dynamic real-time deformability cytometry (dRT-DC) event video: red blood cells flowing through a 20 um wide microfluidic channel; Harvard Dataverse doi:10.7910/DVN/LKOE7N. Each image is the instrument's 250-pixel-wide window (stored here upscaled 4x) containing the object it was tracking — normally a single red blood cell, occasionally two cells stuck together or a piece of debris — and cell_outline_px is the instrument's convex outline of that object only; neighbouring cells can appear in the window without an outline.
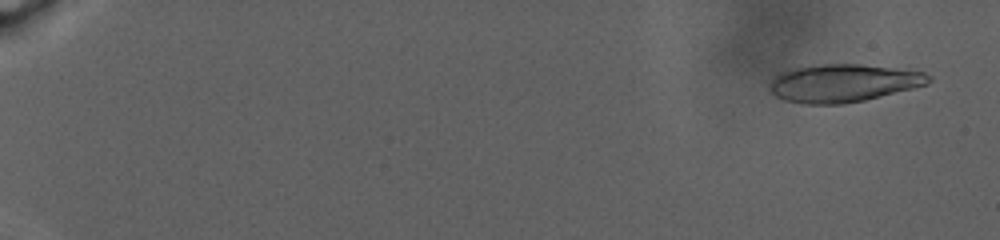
{"species": "human", "species_latin": "Homo sapiens", "temperature_condition": "warm", "stored_images_in_passage": 81, "camera_frame_rate_fps": 3000, "um_per_image_px": 0.085, "donor": {"sex": "male"}, "frame": {"image": 1, "passage_image": 5, "time_ms": 1.333, "image_size_px": [1000, 240], "cell_outline_px": [[932, 80], [928, 84], [864, 100], [844, 104], [808, 104], [784, 100], [776, 96], [772, 92], [772, 80], [780, 72], [792, 68], [820, 64], [860, 64], [896, 68], [924, 72], [932, 76]], "centroid_in_image_um": [71.71, 7.05], "position_along_channel_um": 13.3, "area_um2": 34.85}}
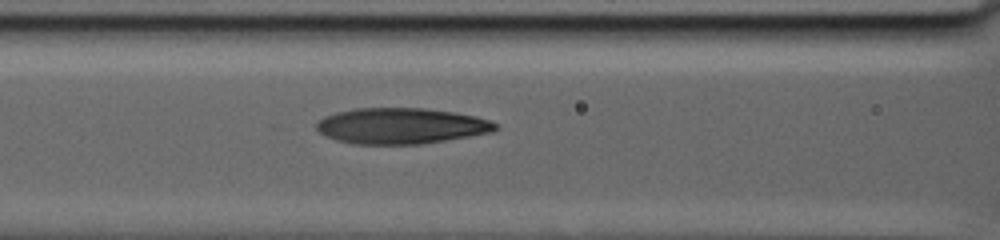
{"frame": {"image": 2, "passage_image": 46, "time_ms": 15.667, "image_size_px": [1000, 240], "cell_outline_px": [[500, 128], [492, 132], [420, 144], [352, 144], [336, 140], [324, 136], [316, 128], [316, 120], [324, 116], [336, 112], [356, 108], [424, 108], [452, 112], [476, 116], [500, 124]], "centroid_in_image_um": [34.06, 10.7], "position_along_channel_um": 132.5, "area_um2": 37.57}}
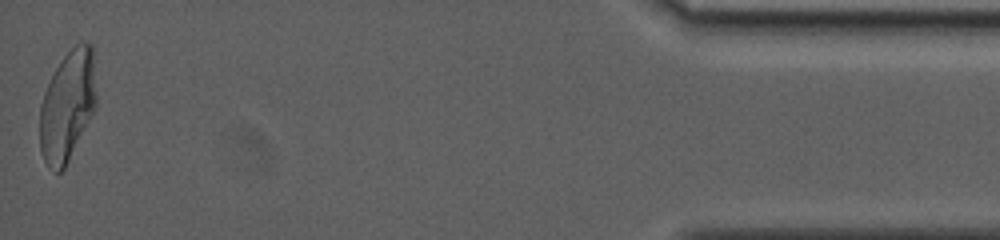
{"frame": {"image": 3, "passage_image": 81, "time_ms": 31.667, "image_size_px": [1000, 240], "cell_outline_px": [[96, 108], [64, 168], [60, 172], [56, 172], [44, 160], [40, 152], [40, 104], [44, 92], [56, 68], [64, 56], [80, 40], [92, 44], [96, 96]], "centroid_in_image_um": [5.74, 8.97], "position_along_channel_um": 429.5, "area_um2": 36.13}, "authors_computed_cell_mechanics": {"area_um2": 36.0094, "velocity_mm_per_s": 2.2967, "shape_relaxation_time_tau1_ms": 9.9869, "shape_relaxation_time_tau2_ms": 2.0776, "deformation_change_tau1": 0.2832, "deformation_change_tau2": 0.0908}}